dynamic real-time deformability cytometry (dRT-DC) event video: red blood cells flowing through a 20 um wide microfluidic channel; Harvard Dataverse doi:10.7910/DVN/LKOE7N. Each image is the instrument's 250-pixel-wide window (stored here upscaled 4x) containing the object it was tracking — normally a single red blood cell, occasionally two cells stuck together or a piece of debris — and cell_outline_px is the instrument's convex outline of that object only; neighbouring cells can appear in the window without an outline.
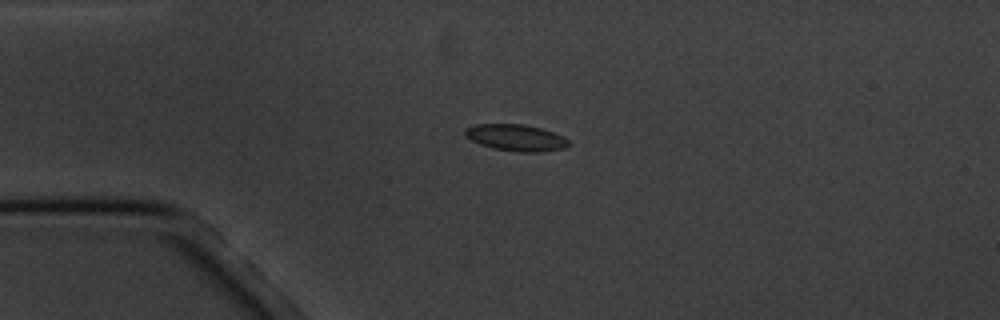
{"species": "common noctule bat (a hibernating species)", "species_latin": "Nyctalus noctula", "temperature_condition": "cold", "stored_images_in_passage": 5, "camera_frame_rate_fps": 3000, "um_per_image_px": 0.085, "animal": {"sex": "male", "body_mass_g": 20.1, "forearm_length_mm": 53.5}, "frame": {"image": 1, "passage_image": 3, "time_ms": 2.333, "image_size_px": [1000, 320], "cell_outline_px": [[572, 144], [564, 148], [540, 152], [520, 152], [492, 148], [480, 144], [464, 136], [464, 128], [476, 124], [524, 124], [540, 128], [564, 136]], "centroid_in_image_um": [43.85, 11.7], "position_along_channel_um": 41.1, "area_um2": 16.13}}
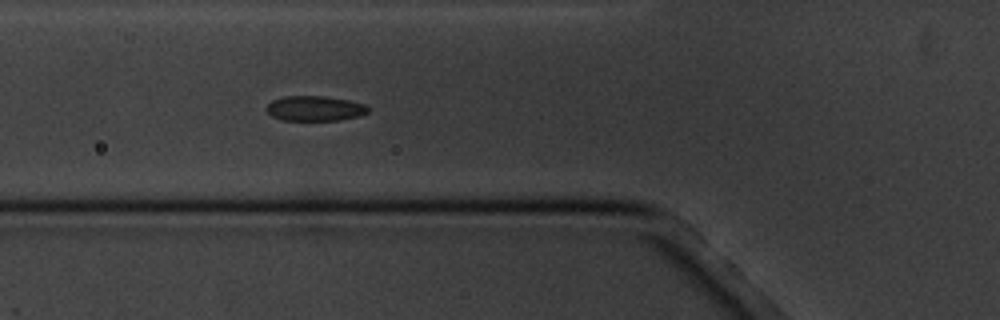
{"frame": {"image": 2, "passage_image": 5, "time_ms": 4.667, "image_size_px": [1000, 320], "cell_outline_px": [[368, 112], [360, 116], [340, 120], [280, 120], [272, 116], [264, 108], [272, 100], [284, 96], [324, 96], [348, 100], [364, 104], [368, 108]], "centroid_in_image_um": [26.73, 9.22], "position_along_channel_um": 99.1, "area_um2": 14.85}}